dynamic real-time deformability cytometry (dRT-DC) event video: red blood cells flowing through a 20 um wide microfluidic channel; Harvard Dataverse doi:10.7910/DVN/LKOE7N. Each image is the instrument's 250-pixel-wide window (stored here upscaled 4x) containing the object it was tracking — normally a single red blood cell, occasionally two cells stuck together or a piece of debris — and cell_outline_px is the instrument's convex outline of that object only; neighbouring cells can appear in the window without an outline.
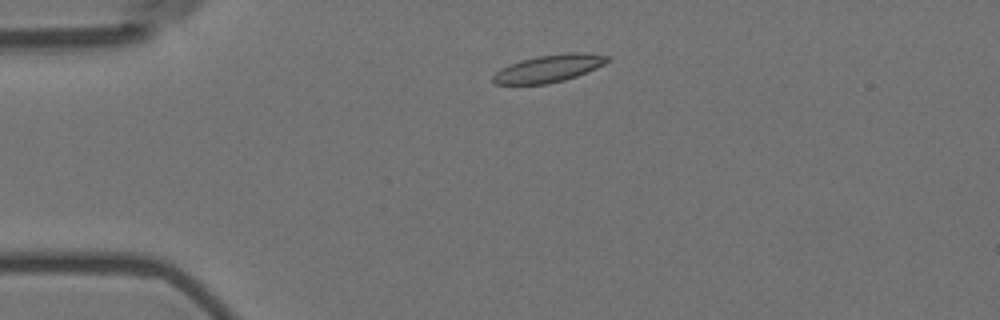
{"species": "Egyptian fruit bat (a non-hibernating species)", "species_latin": "Rousettus aegyptiacus", "temperature_condition": "room temperature", "stored_images_in_passage": 50, "camera_frame_rate_fps": 3000, "um_per_image_px": 0.085, "animal": {"sex": "female"}, "frame": {"image": 1, "passage_image": 6, "time_ms": 1.667, "image_size_px": [1000, 320], "cell_outline_px": [[612, 60], [596, 68], [576, 76], [564, 80], [548, 84], [492, 84], [492, 76], [500, 68], [520, 60], [536, 56], [568, 52], [580, 52], [612, 56]], "centroid_in_image_um": [46.66, 5.81], "position_along_channel_um": 38.3, "area_um2": 18.44}}
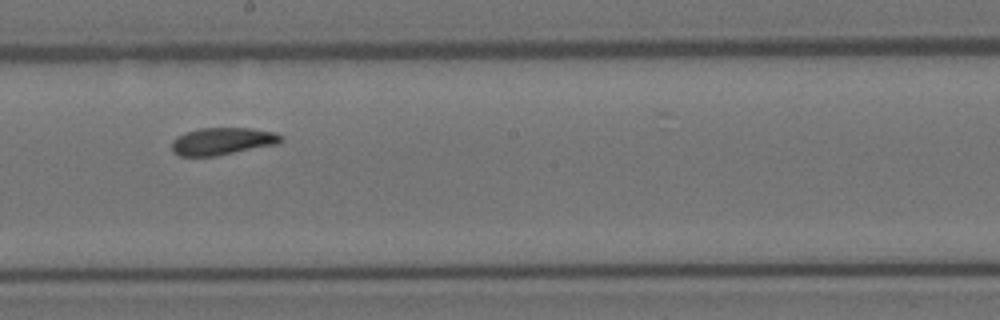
{"frame": {"image": 2, "passage_image": 25, "time_ms": 8.0, "image_size_px": [1000, 320], "cell_outline_px": [[284, 140], [276, 144], [216, 156], [180, 156], [172, 152], [172, 140], [176, 136], [200, 128], [252, 128], [276, 132], [284, 136]], "centroid_in_image_um": [18.92, 12.0], "position_along_channel_um": 229.3, "area_um2": 17.46}}
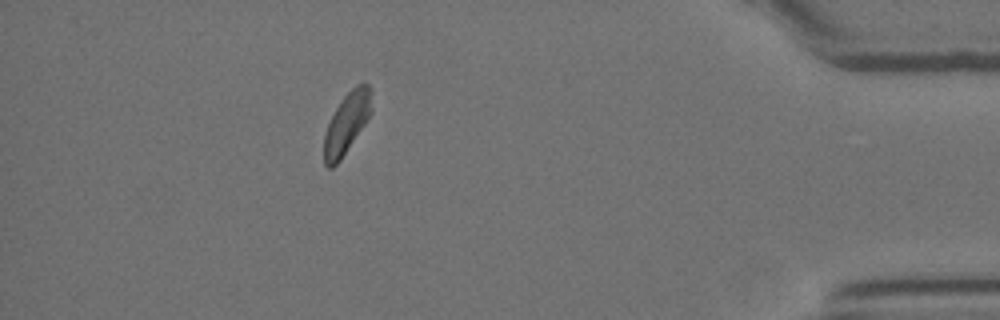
{"frame": {"image": 3, "passage_image": 44, "time_ms": 14.333, "image_size_px": [1000, 320], "cell_outline_px": [[372, 112], [340, 160], [332, 168], [328, 168], [324, 164], [324, 136], [328, 124], [336, 108], [344, 96], [356, 84], [368, 84], [372, 88]], "centroid_in_image_um": [29.49, 10.44], "position_along_channel_um": 405.7, "area_um2": 16.65}, "authors_computed_cell_mechanics": {"area_um2": 17.629, "velocity_mm_per_s": 3.5512, "shape_relaxation_time_tau1_ms": 6.4372, "shape_relaxation_time_tau2_ms": 5.667, "deformation_change_tau1": 0.1403, "deformation_change_tau2": 0.095}}